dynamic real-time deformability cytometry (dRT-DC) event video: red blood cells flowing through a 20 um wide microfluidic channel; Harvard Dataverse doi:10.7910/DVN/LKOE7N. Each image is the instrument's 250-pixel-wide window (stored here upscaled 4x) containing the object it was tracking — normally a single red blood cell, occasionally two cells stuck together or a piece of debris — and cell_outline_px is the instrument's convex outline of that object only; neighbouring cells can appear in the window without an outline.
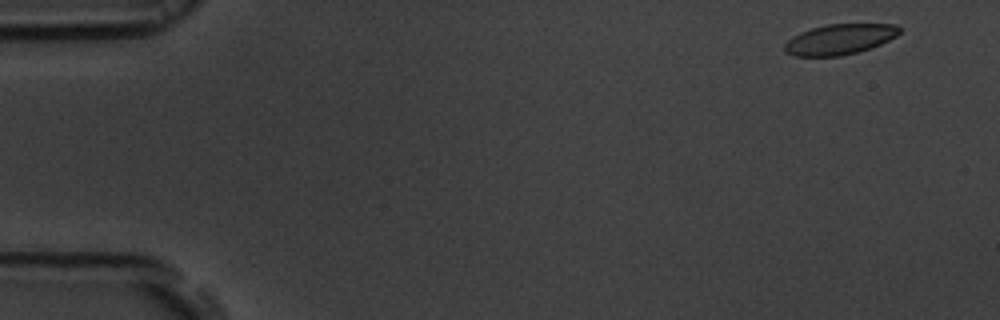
{"species": "common noctule bat (a hibernating species)", "species_latin": "Nyctalus noctula", "temperature_condition": "room temperature", "stored_images_in_passage": 51, "camera_frame_rate_fps": 3000, "um_per_image_px": 0.085, "animal": {"sex": "male", "body_mass_g": 19.5, "forearm_length_mm": 54.6}, "frame": {"image": 1, "passage_image": 3, "time_ms": 0.667, "image_size_px": [1000, 320], "cell_outline_px": [[900, 32], [896, 36], [880, 44], [856, 52], [840, 56], [792, 56], [784, 48], [784, 44], [792, 36], [800, 32], [812, 28], [828, 24], [896, 24], [900, 28]], "centroid_in_image_um": [71.35, 3.33], "position_along_channel_um": 13.6, "area_um2": 20.17}}
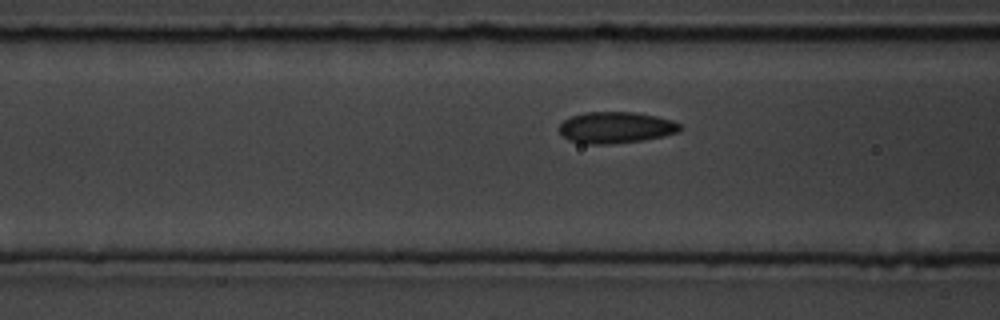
{"frame": {"image": 2, "passage_image": 21, "time_ms": 6.667, "image_size_px": [1000, 320], "cell_outline_px": [[684, 128], [680, 132], [664, 136], [644, 140], [612, 144], [584, 144], [568, 140], [560, 132], [560, 124], [564, 120], [572, 116], [588, 112], [636, 112], [656, 116], [672, 120], [680, 124]], "centroid_in_image_um": [52.39, 10.85], "position_along_channel_um": 114.2, "area_um2": 22.25}}
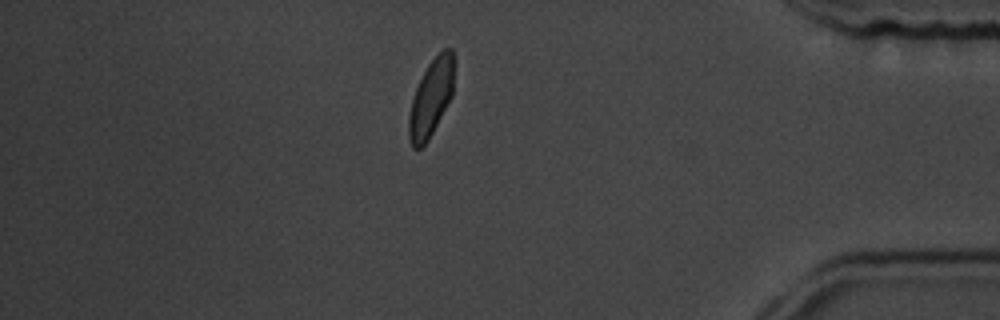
{"frame": {"image": 3, "passage_image": 47, "time_ms": 15.333, "image_size_px": [1000, 320], "cell_outline_px": [[452, 96], [428, 140], [420, 148], [412, 148], [408, 136], [408, 116], [412, 96], [428, 64], [444, 48], [452, 48]], "centroid_in_image_um": [36.59, 8.37], "position_along_channel_um": 398.6, "area_um2": 19.88}}